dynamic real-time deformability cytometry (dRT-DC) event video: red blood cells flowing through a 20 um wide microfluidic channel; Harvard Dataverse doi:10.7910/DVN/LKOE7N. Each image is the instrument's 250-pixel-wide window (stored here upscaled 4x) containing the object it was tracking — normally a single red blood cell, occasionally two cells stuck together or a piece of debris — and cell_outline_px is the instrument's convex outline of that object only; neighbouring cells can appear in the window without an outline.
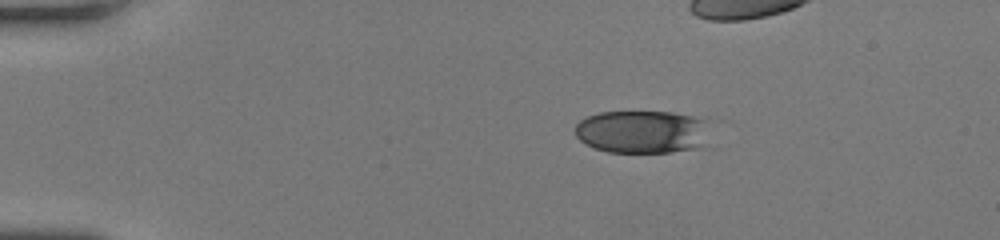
{"species": "human", "species_latin": "Homo sapiens", "temperature_condition": "room temperature", "stored_images_in_passage": 33, "camera_frame_rate_fps": 3000, "um_per_image_px": 0.085, "donor": {"sex": "female"}, "frame": {"image": 1, "passage_image": 1, "time_ms": 0.0, "image_size_px": [1000, 240], "cell_outline_px": [[716, 148], [672, 152], [608, 152], [596, 148], [580, 140], [576, 136], [576, 124], [580, 120], [588, 116], [600, 112], [672, 112], [700, 116], [708, 120]], "centroid_in_image_um": [54.87, 11.22], "position_along_channel_um": 30.1, "area_um2": 35.49}}
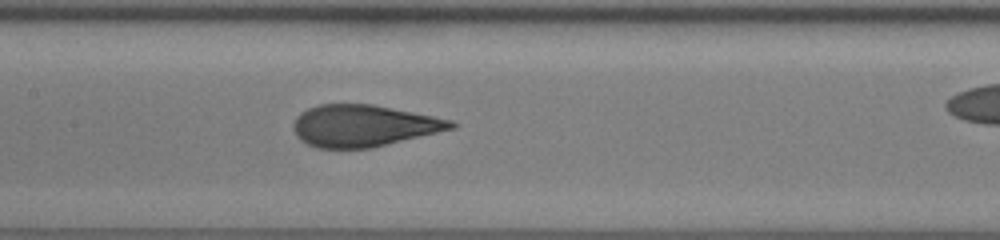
{"frame": {"image": 2, "passage_image": 17, "time_ms": 5.333, "image_size_px": [1000, 240], "cell_outline_px": [[460, 124], [456, 128], [372, 148], [316, 148], [300, 140], [296, 136], [292, 128], [292, 124], [296, 116], [300, 112], [308, 108], [320, 104], [372, 104], [452, 120]], "centroid_in_image_um": [30.88, 10.69], "position_along_channel_um": 176.5, "area_um2": 38.55}}
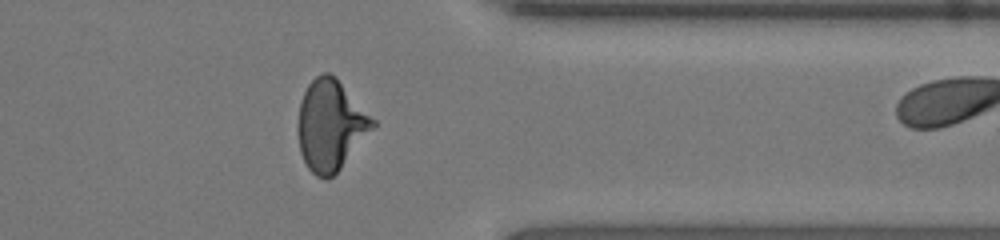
{"frame": {"image": 3, "passage_image": 32, "time_ms": 10.333, "image_size_px": [1000, 240], "cell_outline_px": [[376, 124], [340, 168], [328, 180], [324, 180], [316, 176], [308, 168], [300, 152], [300, 104], [304, 92], [308, 84], [316, 76], [324, 72], [328, 72], [336, 76], [376, 120]], "centroid_in_image_um": [28.12, 10.62], "position_along_channel_um": 383.3, "area_um2": 38.78}}